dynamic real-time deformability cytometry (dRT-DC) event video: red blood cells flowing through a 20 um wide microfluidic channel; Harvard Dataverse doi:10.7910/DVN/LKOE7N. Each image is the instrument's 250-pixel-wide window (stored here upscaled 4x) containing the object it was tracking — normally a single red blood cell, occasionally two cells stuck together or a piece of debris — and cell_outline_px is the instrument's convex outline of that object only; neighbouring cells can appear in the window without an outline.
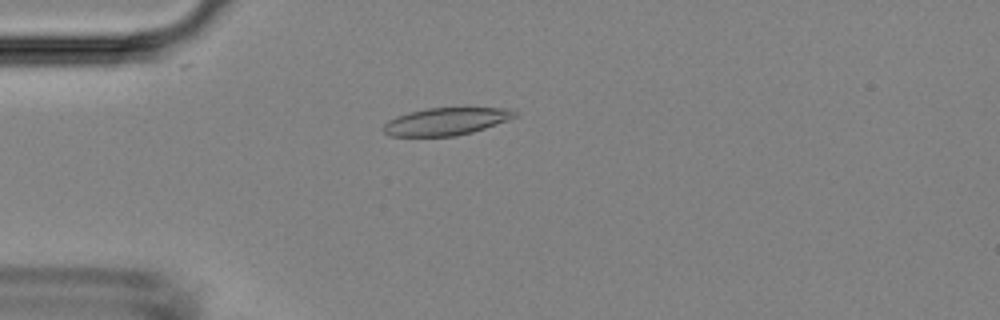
{"species": "Egyptian fruit bat (a non-hibernating species)", "species_latin": "Rousettus aegyptiacus", "temperature_condition": "room temperature", "stored_images_in_passage": 49, "camera_frame_rate_fps": 3000, "um_per_image_px": 0.085, "animal": {"sex": "female"}, "frame": {"image": 1, "passage_image": 13, "time_ms": 4.0, "image_size_px": [1000, 320], "cell_outline_px": [[516, 116], [508, 120], [472, 132], [456, 136], [388, 136], [380, 128], [388, 120], [396, 116], [408, 112], [428, 108], [512, 108], [516, 112]], "centroid_in_image_um": [37.87, 10.32], "position_along_channel_um": 47.1, "area_um2": 21.04}}
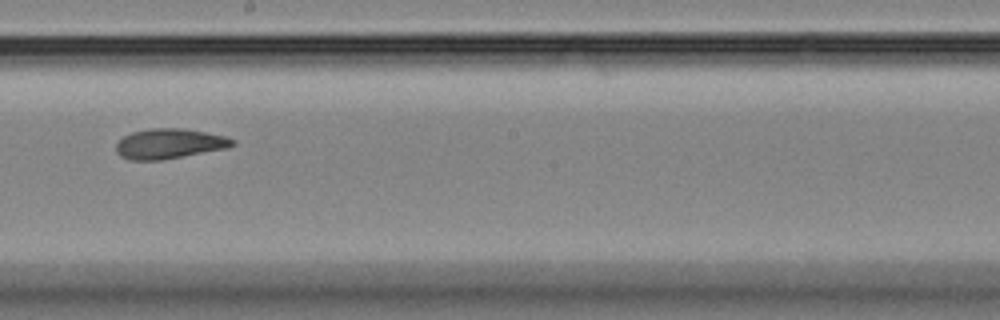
{"frame": {"image": 2, "passage_image": 28, "time_ms": 9.0, "image_size_px": [1000, 320], "cell_outline_px": [[236, 144], [228, 148], [164, 160], [128, 160], [120, 156], [116, 152], [116, 144], [124, 136], [132, 132], [152, 128], [184, 128], [224, 136], [236, 140]], "centroid_in_image_um": [14.4, 12.22], "position_along_channel_um": 233.8, "area_um2": 20.52}}
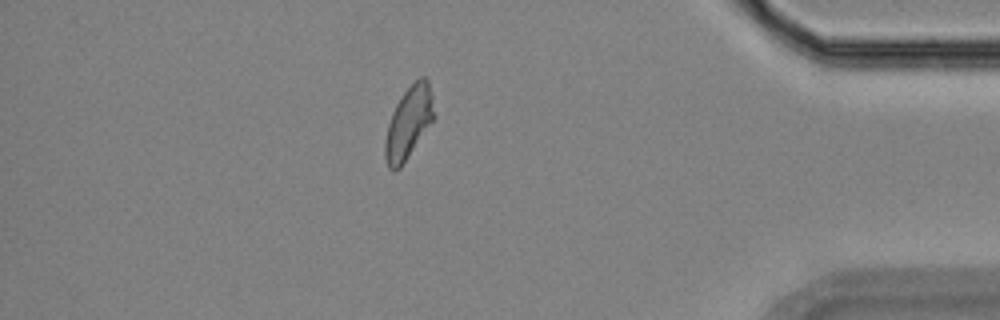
{"frame": {"image": 3, "passage_image": 43, "time_ms": 14.0, "image_size_px": [1000, 320], "cell_outline_px": [[432, 120], [400, 168], [396, 172], [392, 172], [388, 168], [384, 156], [384, 140], [388, 124], [392, 112], [396, 104], [404, 92], [420, 76], [424, 76], [428, 80], [432, 96]], "centroid_in_image_um": [34.67, 10.46], "position_along_channel_um": 400.5, "area_um2": 20.06}}